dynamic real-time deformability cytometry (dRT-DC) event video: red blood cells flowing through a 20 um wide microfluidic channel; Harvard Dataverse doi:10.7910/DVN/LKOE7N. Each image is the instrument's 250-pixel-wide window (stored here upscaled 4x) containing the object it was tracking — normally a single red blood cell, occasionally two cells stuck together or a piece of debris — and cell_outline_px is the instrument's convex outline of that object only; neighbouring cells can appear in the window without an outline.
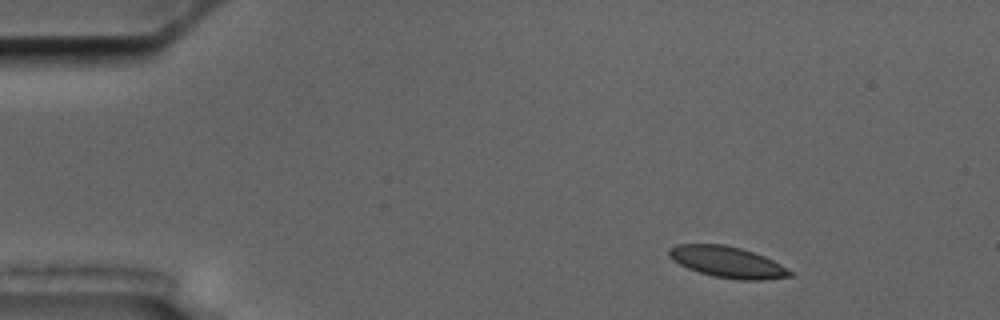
{"species": "common noctule bat (a hibernating species)", "species_latin": "Nyctalus noctula", "temperature_condition": "cold", "stored_images_in_passage": 6, "camera_frame_rate_fps": 3000, "um_per_image_px": 0.085, "animal": {"sex": "male", "body_mass_g": 17.5, "forearm_length_mm": 52.3}, "frame": {"image": 1, "passage_image": 1, "time_ms": 0.0, "image_size_px": [1000, 320], "cell_outline_px": [[792, 276], [764, 280], [740, 280], [712, 276], [688, 268], [680, 264], [668, 256], [668, 248], [676, 244], [724, 244], [740, 248], [764, 256], [780, 264], [792, 272]], "centroid_in_image_um": [61.81, 22.27], "position_along_channel_um": 23.2, "area_um2": 21.85}}
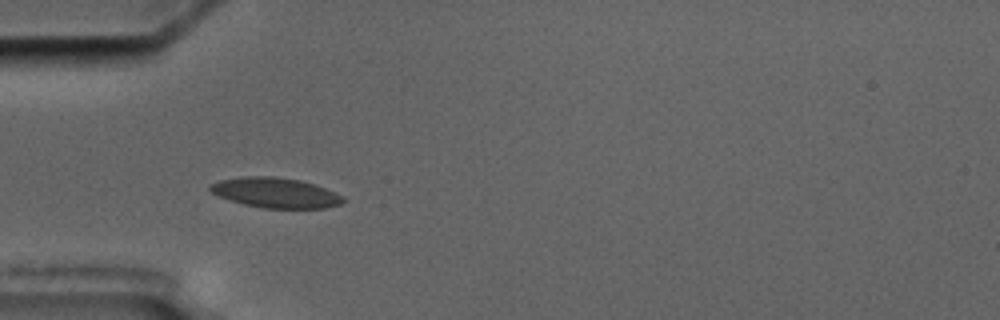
{"frame": {"image": 2, "passage_image": 4, "time_ms": 3.333, "image_size_px": [1000, 320], "cell_outline_px": [[344, 200], [340, 204], [324, 208], [264, 208], [244, 204], [220, 196], [212, 192], [208, 188], [208, 184], [220, 180], [244, 176], [272, 176], [300, 180], [324, 188], [344, 196]], "centroid_in_image_um": [23.4, 16.38], "position_along_channel_um": 61.6, "area_um2": 23.06}}